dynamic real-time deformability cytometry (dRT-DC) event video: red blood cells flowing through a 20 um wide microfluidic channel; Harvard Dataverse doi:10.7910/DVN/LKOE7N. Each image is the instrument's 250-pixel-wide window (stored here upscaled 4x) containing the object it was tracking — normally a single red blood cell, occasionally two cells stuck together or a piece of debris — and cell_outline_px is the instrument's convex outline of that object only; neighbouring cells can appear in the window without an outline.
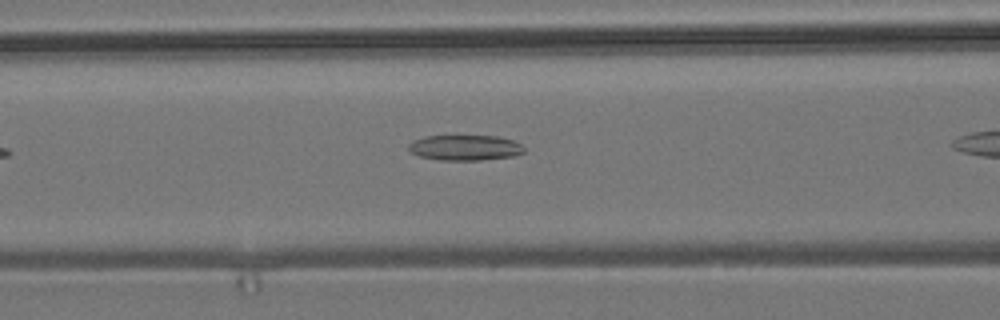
{"species": "common noctule bat (a hibernating species)", "species_latin": "Nyctalus noctula", "temperature_condition": "room temperature", "stored_images_in_passage": 20, "camera_frame_rate_fps": 3000, "um_per_image_px": 0.085, "animal": {"sex": "male", "body_mass_g": 19.2, "forearm_length_mm": 51.8}, "frame": {"image": 1, "passage_image": 9, "time_ms": 2.667, "image_size_px": [1000, 320], "cell_outline_px": [[524, 152], [516, 156], [480, 160], [440, 160], [420, 156], [412, 152], [408, 148], [408, 144], [412, 140], [424, 136], [496, 136], [512, 140], [520, 144], [524, 148]], "centroid_in_image_um": [39.52, 12.55], "position_along_channel_um": 127.1, "area_um2": 17.11}}
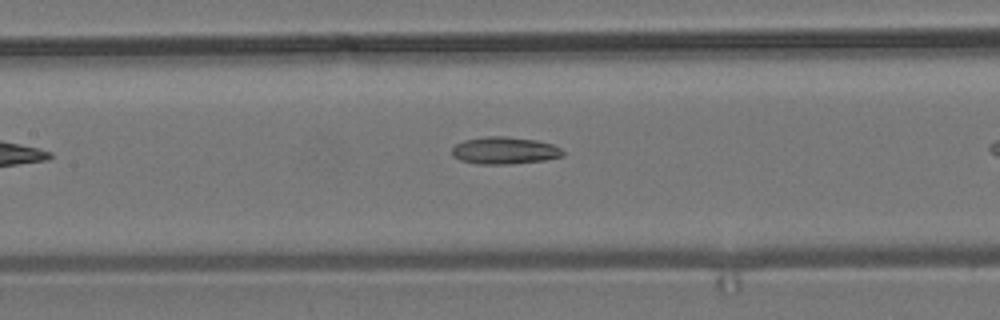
{"frame": {"image": 2, "passage_image": 12, "time_ms": 3.667, "image_size_px": [1000, 320], "cell_outline_px": [[564, 156], [544, 160], [512, 164], [476, 164], [460, 160], [452, 156], [452, 148], [456, 144], [464, 140], [484, 136], [504, 136], [536, 140], [552, 144], [560, 148], [564, 152]], "centroid_in_image_um": [42.87, 12.8], "position_along_channel_um": 164.5, "area_um2": 17.69}}
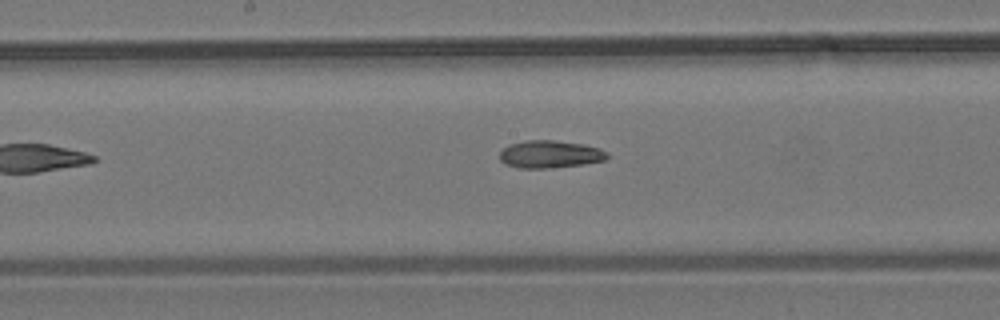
{"frame": {"image": 3, "passage_image": 15, "time_ms": 4.667, "image_size_px": [1000, 320], "cell_outline_px": [[608, 156], [604, 160], [584, 164], [548, 168], [520, 168], [504, 164], [500, 160], [500, 152], [504, 148], [512, 144], [524, 140], [552, 140], [584, 144], [600, 148], [608, 152]], "centroid_in_image_um": [46.75, 13.11], "position_along_channel_um": 201.4, "area_um2": 17.22}}